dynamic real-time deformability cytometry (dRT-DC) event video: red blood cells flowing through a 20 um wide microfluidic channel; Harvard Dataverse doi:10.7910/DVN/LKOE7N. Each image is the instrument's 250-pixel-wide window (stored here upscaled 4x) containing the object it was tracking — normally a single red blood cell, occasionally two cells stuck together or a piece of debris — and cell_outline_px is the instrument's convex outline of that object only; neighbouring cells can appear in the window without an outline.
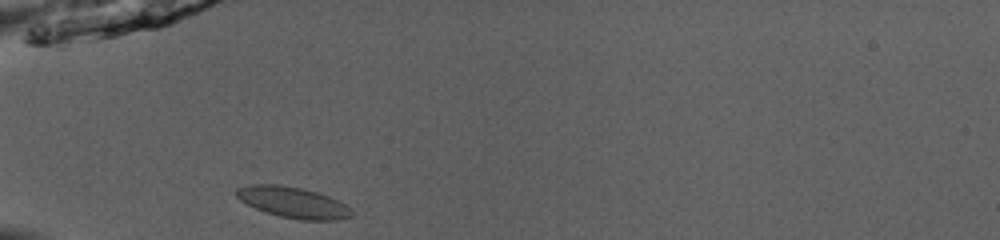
{"species": "common noctule bat (a hibernating species)", "species_latin": "Nyctalus noctula", "temperature_condition": "room temperature", "stored_images_in_passage": 34, "camera_frame_rate_fps": 3000, "um_per_image_px": 0.085, "animal": {"sex": "male", "body_mass_g": 13.0, "forearm_length_mm": 53.1}, "frame": {"image": 1, "passage_image": 1, "time_ms": 0.0, "image_size_px": [1000, 240], "cell_outline_px": [[352, 216], [336, 220], [300, 220], [280, 216], [264, 212], [240, 200], [236, 196], [236, 188], [248, 184], [280, 184], [300, 188], [316, 192], [328, 196], [344, 204], [352, 212]], "centroid_in_image_um": [24.86, 17.2], "position_along_channel_um": 60.1, "area_um2": 20.63}}
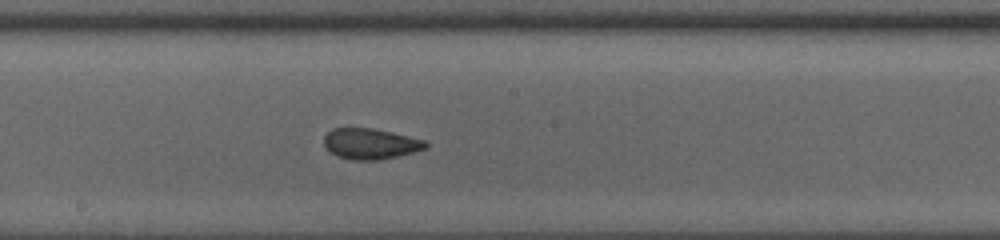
{"frame": {"image": 2, "passage_image": 13, "time_ms": 4.0, "image_size_px": [1000, 240], "cell_outline_px": [[428, 148], [396, 156], [376, 160], [352, 160], [336, 156], [324, 148], [324, 136], [332, 128], [372, 128], [392, 132], [428, 140]], "centroid_in_image_um": [31.48, 12.21], "position_along_channel_um": 216.7, "area_um2": 18.38}}
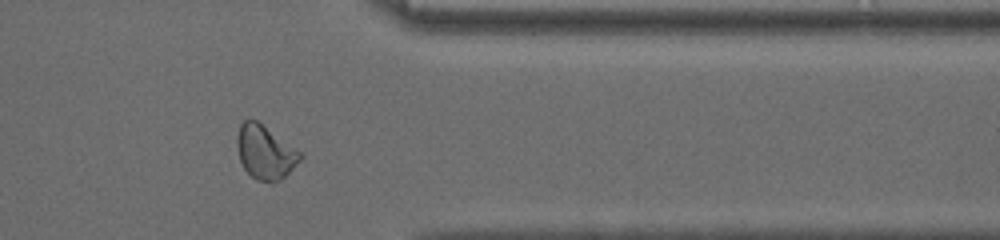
{"frame": {"image": 3, "passage_image": 26, "time_ms": 8.333, "image_size_px": [1000, 240], "cell_outline_px": [[304, 156], [280, 180], [272, 184], [256, 180], [244, 168], [240, 160], [236, 144], [236, 136], [240, 124], [244, 120], [256, 120], [300, 152]], "centroid_in_image_um": [22.51, 12.96], "position_along_channel_um": 388.9, "area_um2": 19.54}, "authors_computed_cell_mechanics": {"area_um2": 18.6983, "velocity_mm_per_s": 4.0877, "shape_relaxation_time_tau1_ms": 4.698, "shape_relaxation_time_tau2_ms": 0.8933, "deformation_change_tau1": 0.1315, "deformation_change_tau2": 0.0604}}